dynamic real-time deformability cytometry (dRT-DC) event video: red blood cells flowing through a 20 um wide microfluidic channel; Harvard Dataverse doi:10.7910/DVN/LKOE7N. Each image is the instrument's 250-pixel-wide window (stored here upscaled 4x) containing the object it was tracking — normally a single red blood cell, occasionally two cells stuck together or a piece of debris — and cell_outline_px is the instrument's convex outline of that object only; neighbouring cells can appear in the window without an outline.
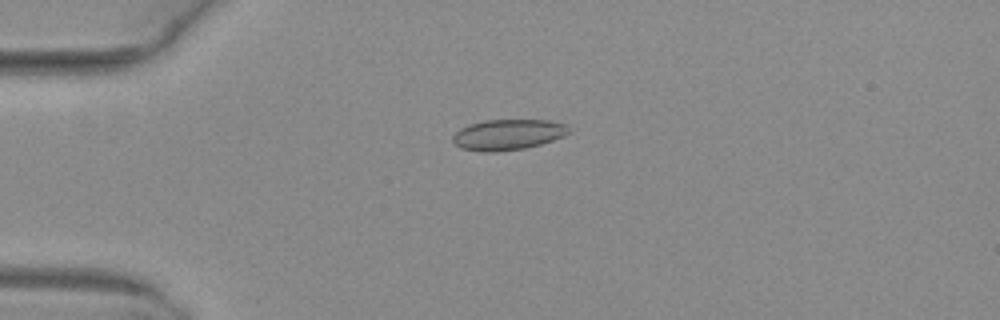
{"species": "common noctule bat (a hibernating species)", "species_latin": "Nyctalus noctula", "temperature_condition": "warm", "stored_images_in_passage": 33, "camera_frame_rate_fps": 3000, "um_per_image_px": 0.085, "animal": {"sex": "female", "body_mass_g": 29.2, "forearm_length_mm": 56.3}, "frame": {"image": 1, "passage_image": 5, "time_ms": 1.333, "image_size_px": [1000, 320], "cell_outline_px": [[568, 132], [564, 136], [540, 144], [524, 148], [492, 152], [480, 152], [460, 148], [452, 140], [452, 136], [460, 128], [468, 124], [484, 120], [548, 120], [568, 124]], "centroid_in_image_um": [43.14, 11.44], "position_along_channel_um": 41.9, "area_um2": 20.75}}
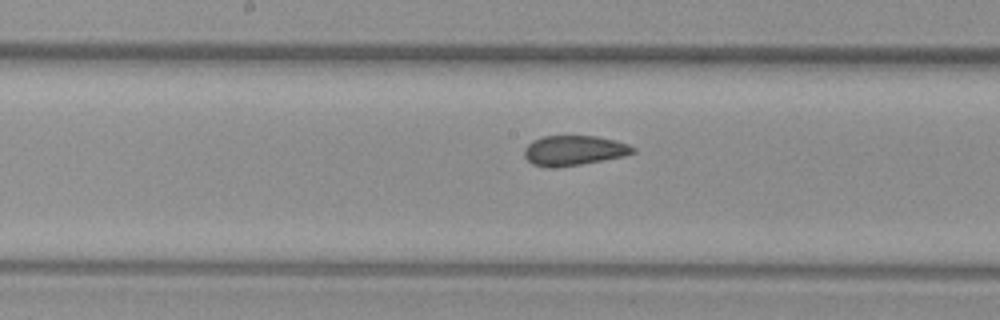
{"frame": {"image": 2, "passage_image": 19, "time_ms": 6.0, "image_size_px": [1000, 320], "cell_outline_px": [[636, 152], [624, 156], [604, 160], [580, 164], [548, 168], [544, 168], [532, 164], [524, 156], [524, 148], [532, 140], [544, 136], [596, 136], [616, 140], [628, 144], [636, 148]], "centroid_in_image_um": [48.78, 12.79], "position_along_channel_um": 199.4, "area_um2": 19.07}}
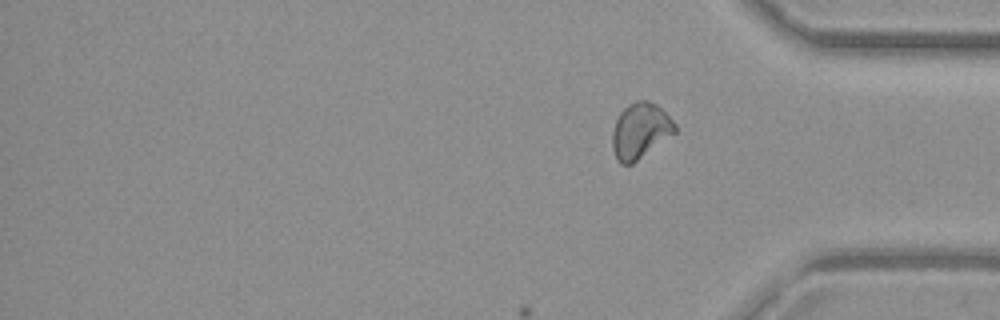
{"frame": {"image": 3, "passage_image": 33, "time_ms": 10.667, "image_size_px": [1000, 320], "cell_outline_px": [[676, 132], [632, 164], [620, 164], [616, 160], [612, 148], [612, 132], [616, 120], [620, 112], [628, 104], [636, 100], [648, 100], [656, 104], [676, 124]], "centroid_in_image_um": [54.39, 11.12], "position_along_channel_um": 380.8, "area_um2": 20.23}}